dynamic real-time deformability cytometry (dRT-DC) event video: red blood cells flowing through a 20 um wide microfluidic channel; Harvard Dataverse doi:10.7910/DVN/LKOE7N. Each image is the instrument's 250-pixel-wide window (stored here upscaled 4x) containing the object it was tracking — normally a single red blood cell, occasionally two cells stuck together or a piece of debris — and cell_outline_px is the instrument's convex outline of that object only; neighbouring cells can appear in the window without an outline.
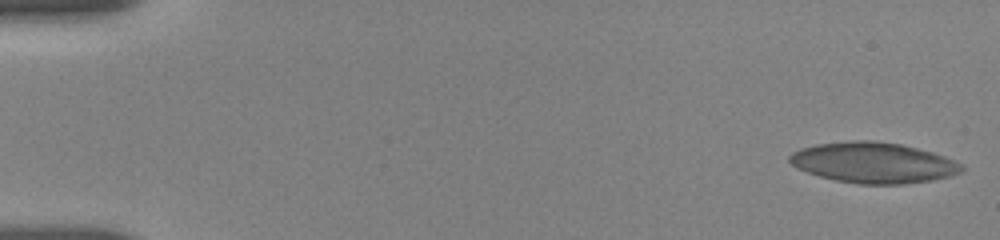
{"species": "human", "species_latin": "Homo sapiens", "temperature_condition": "room temperature", "stored_images_in_passage": 55, "camera_frame_rate_fps": 3000, "um_per_image_px": 0.085, "donor": {"sex": "female"}, "frame": {"image": 1, "passage_image": 1, "time_ms": 0.0, "image_size_px": [1000, 240], "cell_outline_px": [[964, 168], [960, 172], [948, 176], [932, 180], [904, 184], [860, 184], [836, 180], [820, 176], [808, 172], [792, 164], [788, 160], [788, 156], [792, 152], [800, 148], [816, 144], [852, 140], [872, 140], [900, 144], [932, 152], [944, 156], [964, 164]], "centroid_in_image_um": [74.24, 13.82], "position_along_channel_um": 10.8, "area_um2": 40.63}}
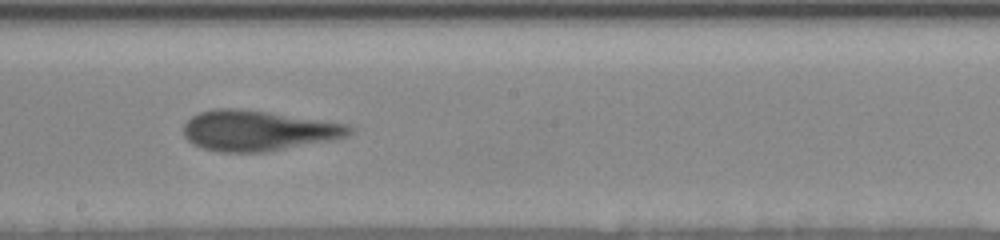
{"frame": {"image": 2, "passage_image": 31, "time_ms": 10.0, "image_size_px": [1000, 240], "cell_outline_px": [[352, 132], [348, 136], [332, 140], [264, 152], [220, 152], [204, 148], [188, 140], [184, 136], [184, 124], [192, 116], [200, 112], [212, 108], [240, 108], [268, 112], [348, 124], [352, 128]], "centroid_in_image_um": [21.92, 11.09], "position_along_channel_um": 226.3, "area_um2": 38.84}}
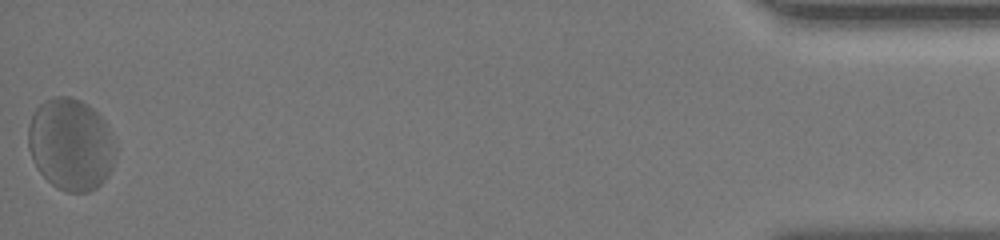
{"frame": {"image": 3, "passage_image": 55, "time_ms": 18.0, "image_size_px": [1000, 240], "cell_outline_px": [[116, 156], [112, 168], [104, 180], [96, 188], [88, 192], [68, 192], [56, 188], [36, 168], [28, 148], [28, 124], [36, 108], [44, 100], [52, 96], [72, 96], [88, 104], [104, 120], [116, 144]], "centroid_in_image_um": [6.01, 12.26], "position_along_channel_um": 429.2, "area_um2": 47.22}, "authors_computed_cell_mechanics": {"area_um2": 39.1306, "velocity_mm_per_s": 3.595, "shape_relaxation_time_tau1_ms": 4.9837, "shape_relaxation_time_tau2_ms": 1.3014, "deformation_change_tau1": 0.1391, "deformation_change_tau2": 0.0933}}